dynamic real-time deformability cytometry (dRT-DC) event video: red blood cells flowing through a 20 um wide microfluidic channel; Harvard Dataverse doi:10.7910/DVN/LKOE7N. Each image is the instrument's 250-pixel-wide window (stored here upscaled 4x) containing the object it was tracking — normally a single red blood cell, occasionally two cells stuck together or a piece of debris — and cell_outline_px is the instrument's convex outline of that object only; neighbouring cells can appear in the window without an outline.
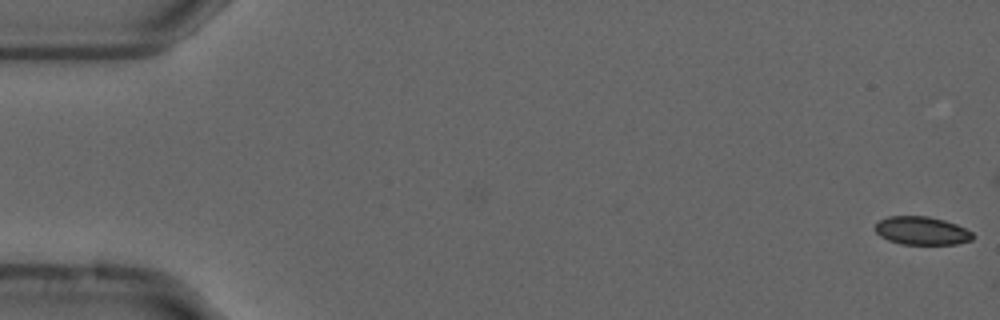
{"species": "common noctule bat (a hibernating species)", "species_latin": "Nyctalus noctula", "temperature_condition": "cold", "stored_images_in_passage": 16, "camera_frame_rate_fps": 3000, "um_per_image_px": 0.085, "animal": {"sex": "male", "forearm_length_mm": 52.5}, "frame": {"image": 1, "passage_image": 1, "time_ms": 0.0, "image_size_px": [1000, 320], "cell_outline_px": [[972, 240], [956, 244], [900, 244], [888, 240], [880, 236], [876, 232], [876, 224], [880, 220], [888, 216], [928, 216], [944, 220], [956, 224], [972, 232]], "centroid_in_image_um": [78.34, 19.61], "position_along_channel_um": 6.7, "area_um2": 15.95}}